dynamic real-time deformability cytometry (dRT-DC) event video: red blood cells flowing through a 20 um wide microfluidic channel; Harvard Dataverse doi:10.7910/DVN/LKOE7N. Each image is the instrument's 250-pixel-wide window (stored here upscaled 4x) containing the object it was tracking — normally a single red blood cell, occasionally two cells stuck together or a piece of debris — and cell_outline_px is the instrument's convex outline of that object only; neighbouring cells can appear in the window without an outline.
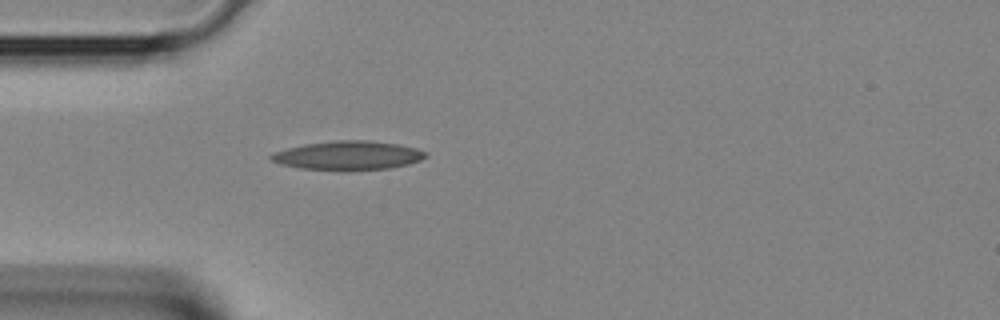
{"species": "Egyptian fruit bat (a non-hibernating species)", "species_latin": "Rousettus aegyptiacus", "temperature_condition": "room temperature", "stored_images_in_passage": 23, "camera_frame_rate_fps": 3000, "um_per_image_px": 0.085, "animal": {"sex": "female"}, "frame": {"image": 1, "passage_image": 1, "time_ms": 0.0, "image_size_px": [1000, 320], "cell_outline_px": [[428, 156], [420, 160], [408, 164], [388, 168], [300, 168], [280, 164], [272, 160], [268, 156], [272, 152], [304, 144], [336, 140], [368, 140], [396, 144], [416, 148], [424, 152]], "centroid_in_image_um": [29.56, 13.17], "position_along_channel_um": 55.4, "area_um2": 25.09}}
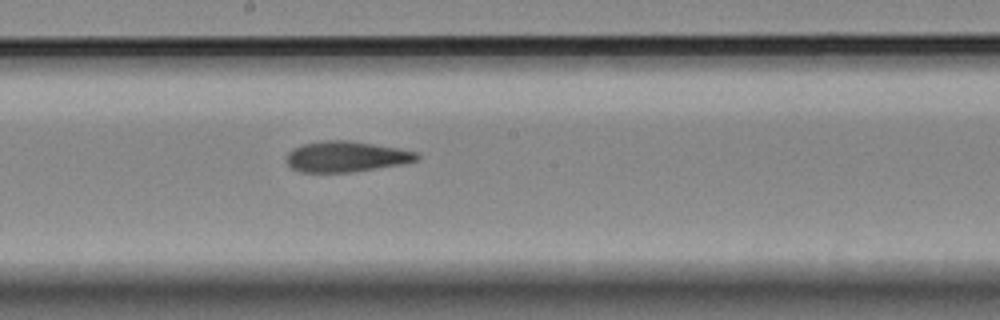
{"frame": {"image": 2, "passage_image": 11, "time_ms": 3.333, "image_size_px": [1000, 320], "cell_outline_px": [[420, 160], [400, 164], [348, 172], [300, 172], [292, 168], [284, 160], [288, 152], [292, 148], [304, 144], [320, 140], [348, 140], [396, 148], [416, 152], [420, 156]], "centroid_in_image_um": [29.36, 13.3], "position_along_channel_um": 218.8, "area_um2": 23.18}}
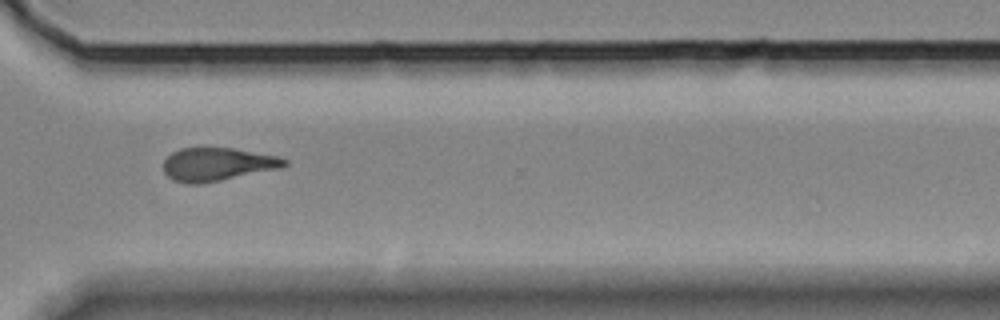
{"frame": {"image": 3, "passage_image": 19, "time_ms": 6.0, "image_size_px": [1000, 320], "cell_outline_px": [[288, 164], [280, 168], [200, 184], [188, 184], [172, 180], [164, 172], [164, 160], [172, 152], [180, 148], [232, 148], [276, 156], [288, 160]], "centroid_in_image_um": [18.44, 13.97], "position_along_channel_um": 352.2, "area_um2": 23.18}}